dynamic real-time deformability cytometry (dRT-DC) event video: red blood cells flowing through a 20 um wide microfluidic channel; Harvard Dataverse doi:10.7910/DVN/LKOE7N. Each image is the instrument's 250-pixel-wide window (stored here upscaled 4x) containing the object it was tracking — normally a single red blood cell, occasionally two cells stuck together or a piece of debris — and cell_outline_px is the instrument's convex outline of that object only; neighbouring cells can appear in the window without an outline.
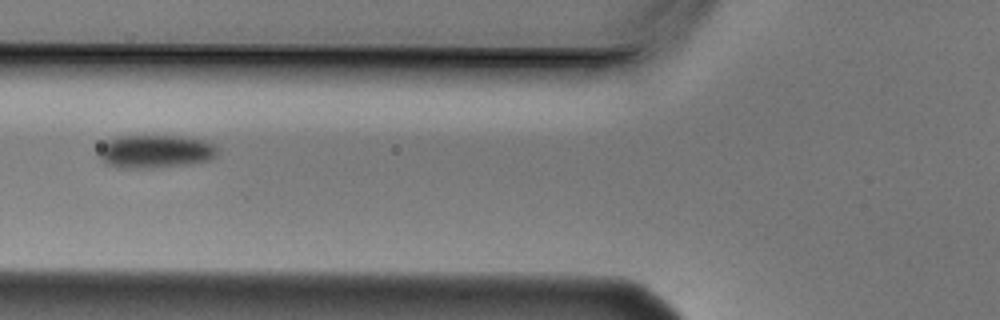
{"species": "Egyptian fruit bat (a non-hibernating species)", "species_latin": "Rousettus aegyptiacus", "temperature_condition": "cold", "stored_images_in_passage": 3, "camera_frame_rate_fps": 3000, "um_per_image_px": 0.085, "animal": {"sex": "male"}, "frame": {"image": 1, "passage_image": 3, "time_ms": 0.667, "image_size_px": [1000, 320], "cell_outline_px": [[220, 148], [216, 156], [208, 160], [184, 164], [152, 168], [116, 168], [104, 164], [96, 152], [104, 140], [116, 136], [184, 136], [204, 140], [216, 144]], "centroid_in_image_um": [13.15, 12.86], "position_along_channel_um": 112.7, "area_um2": 23.52}}